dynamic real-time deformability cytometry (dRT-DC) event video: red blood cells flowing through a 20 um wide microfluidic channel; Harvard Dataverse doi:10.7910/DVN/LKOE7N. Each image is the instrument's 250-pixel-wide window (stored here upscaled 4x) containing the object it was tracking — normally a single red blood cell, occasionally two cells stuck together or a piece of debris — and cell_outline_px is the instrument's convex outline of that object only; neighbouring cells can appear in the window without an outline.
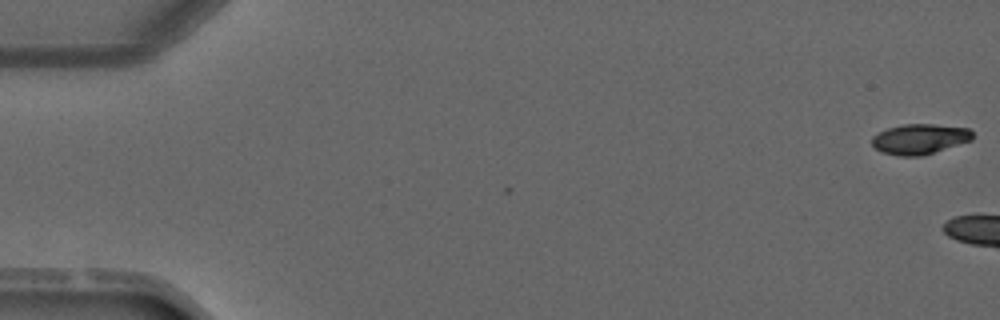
{"species": "common noctule bat (a hibernating species)", "species_latin": "Nyctalus noctula", "temperature_condition": "warm", "stored_images_in_passage": 6, "camera_frame_rate_fps": 3000, "um_per_image_px": 0.085, "animal": {"sex": "male", "forearm_length_mm": 52.5}, "frame": {"image": 1, "passage_image": 1, "time_ms": 0.0, "image_size_px": [1000, 320], "cell_outline_px": [[972, 140], [920, 156], [900, 156], [880, 152], [872, 144], [872, 136], [888, 128], [904, 124], [932, 124], [968, 128], [972, 132]], "centroid_in_image_um": [78.15, 11.81], "position_along_channel_um": 6.9, "area_um2": 17.51}}
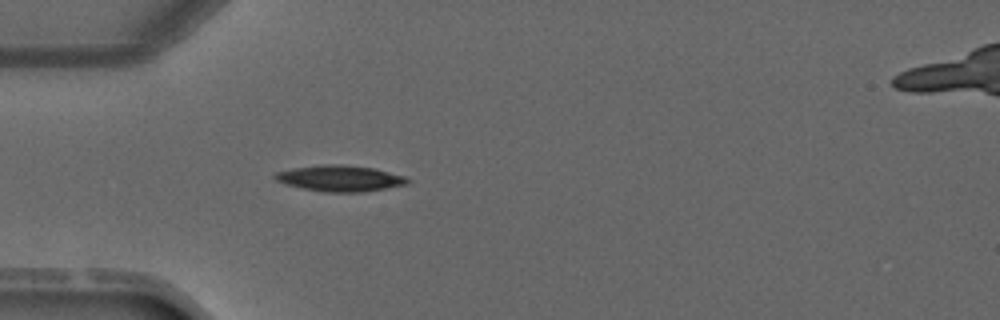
{"frame": {"image": 2, "passage_image": 6, "time_ms": 8.333, "image_size_px": [1000, 320], "cell_outline_px": [[412, 180], [408, 184], [364, 192], [328, 192], [304, 188], [288, 184], [276, 180], [272, 176], [276, 172], [292, 168], [320, 164], [344, 164], [376, 168], [404, 176]], "centroid_in_image_um": [28.94, 15.14], "position_along_channel_um": 56.1, "area_um2": 20.17}}